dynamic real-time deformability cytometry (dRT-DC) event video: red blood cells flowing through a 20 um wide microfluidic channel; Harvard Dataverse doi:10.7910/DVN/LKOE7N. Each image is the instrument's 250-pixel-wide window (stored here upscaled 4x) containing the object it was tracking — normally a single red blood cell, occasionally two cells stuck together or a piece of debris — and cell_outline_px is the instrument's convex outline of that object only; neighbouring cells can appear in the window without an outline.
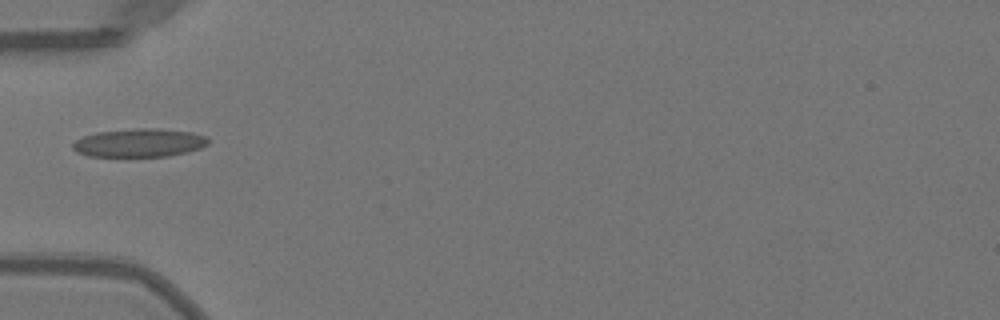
{"species": "Egyptian fruit bat (a non-hibernating species)", "species_latin": "Rousettus aegyptiacus", "temperature_condition": "warm", "stored_images_in_passage": 34, "camera_frame_rate_fps": 3000, "um_per_image_px": 0.085, "animal": {"sex": "female"}, "frame": {"image": 1, "passage_image": 1, "time_ms": 0.0, "image_size_px": [1000, 320], "cell_outline_px": [[208, 144], [200, 148], [188, 152], [168, 156], [88, 156], [76, 152], [72, 148], [72, 144], [76, 140], [84, 136], [96, 132], [140, 128], [160, 128], [192, 132], [208, 136]], "centroid_in_image_um": [11.86, 12.13], "position_along_channel_um": 73.1, "area_um2": 22.48}}
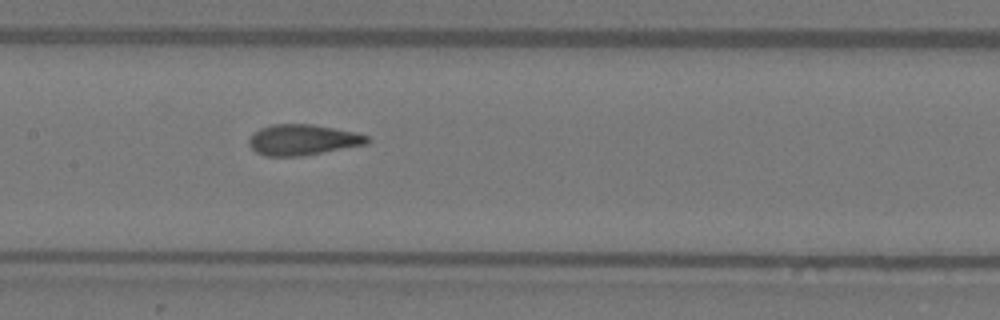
{"frame": {"image": 2, "passage_image": 9, "time_ms": 2.667, "image_size_px": [1000, 320], "cell_outline_px": [[372, 140], [368, 144], [300, 156], [264, 156], [256, 152], [248, 144], [248, 140], [260, 128], [272, 124], [312, 124], [356, 132], [368, 136]], "centroid_in_image_um": [25.76, 11.88], "position_along_channel_um": 181.6, "area_um2": 21.15}}
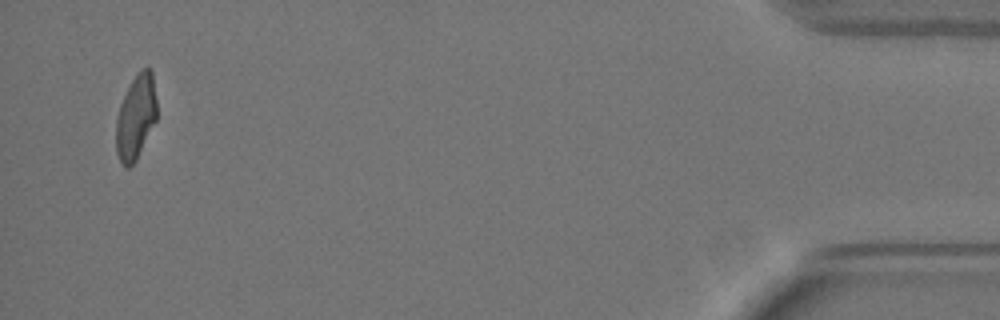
{"frame": {"image": 3, "passage_image": 33, "time_ms": 10.667, "image_size_px": [1000, 320], "cell_outline_px": [[156, 120], [136, 160], [128, 168], [120, 160], [116, 152], [116, 120], [120, 104], [136, 72], [140, 68], [148, 68], [152, 72], [156, 100]], "centroid_in_image_um": [11.54, 9.93], "position_along_channel_um": 423.7, "area_um2": 19.83}, "authors_computed_cell_mechanics": {"area_um2": 20.8947, "velocity_mm_per_s": 4.0046, "shape_relaxation_time_tau1_ms": 9.1016, "shape_relaxation_time_tau2_ms": 1.0935, "deformation_change_tau1": 0.2389, "deformation_change_tau2": 0.0612}}